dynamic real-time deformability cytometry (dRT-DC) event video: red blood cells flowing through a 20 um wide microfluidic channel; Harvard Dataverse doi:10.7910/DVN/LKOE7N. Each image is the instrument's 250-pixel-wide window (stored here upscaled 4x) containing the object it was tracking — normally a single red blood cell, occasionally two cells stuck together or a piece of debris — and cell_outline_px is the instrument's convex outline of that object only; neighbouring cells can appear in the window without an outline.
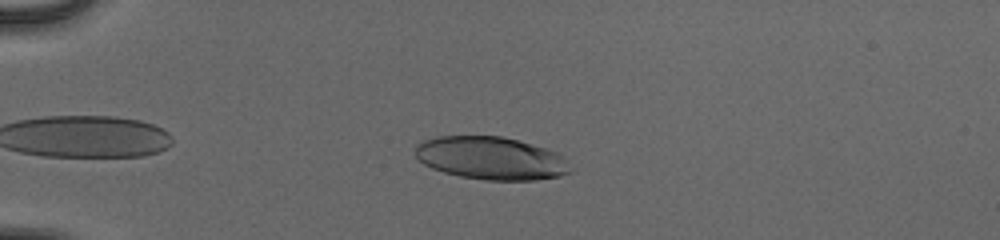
{"species": "human", "species_latin": "Homo sapiens", "temperature_condition": "cold", "stored_images_in_passage": 39, "camera_frame_rate_fps": 3000, "um_per_image_px": 0.085, "donor": {"sex": "male"}, "frame": {"image": 1, "passage_image": 6, "time_ms": 1.667, "image_size_px": [1000, 240], "cell_outline_px": [[572, 172], [560, 176], [536, 180], [488, 180], [460, 176], [444, 172], [432, 168], [424, 164], [416, 156], [416, 144], [424, 140], [436, 136], [500, 136], [516, 140], [544, 148], [556, 152], [564, 156]], "centroid_in_image_um": [41.73, 13.45], "position_along_channel_um": 43.3, "area_um2": 38.55}}
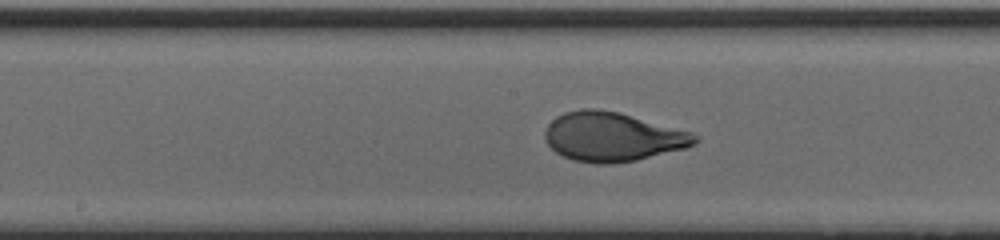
{"frame": {"image": 2, "passage_image": 21, "time_ms": 6.667, "image_size_px": [1000, 240], "cell_outline_px": [[700, 140], [696, 144], [684, 148], [636, 160], [608, 164], [596, 164], [572, 160], [556, 152], [548, 144], [544, 136], [544, 132], [548, 124], [556, 116], [564, 112], [580, 108], [600, 108], [620, 112], [692, 132], [700, 136]], "centroid_in_image_um": [52.06, 11.61], "position_along_channel_um": 196.1, "area_um2": 43.23}}
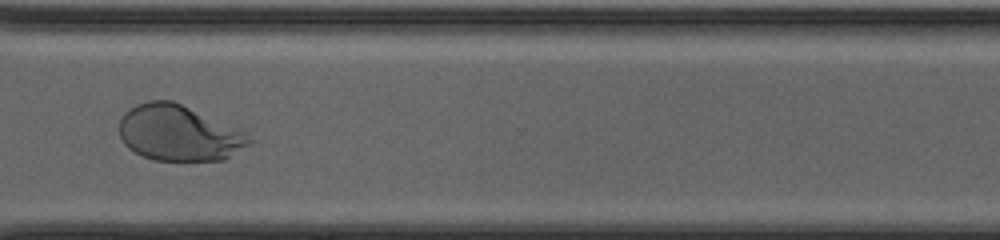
{"frame": {"image": 3, "passage_image": 33, "time_ms": 10.667, "image_size_px": [1000, 240], "cell_outline_px": [[256, 140], [224, 160], [156, 160], [144, 156], [128, 148], [124, 144], [120, 136], [120, 120], [124, 112], [136, 104], [148, 100], [172, 100], [248, 132]], "centroid_in_image_um": [15.24, 11.3], "position_along_channel_um": 355.4, "area_um2": 42.37}, "authors_computed_cell_mechanics": {"area_um2": 42.0206, "velocity_mm_per_s": 3.9806, "shape_relaxation_time_tau1_ms": 3.7052, "shape_relaxation_time_tau2_ms": null, "deformation_change_tau1": 0.2095, "deformation_change_tau2": null}}